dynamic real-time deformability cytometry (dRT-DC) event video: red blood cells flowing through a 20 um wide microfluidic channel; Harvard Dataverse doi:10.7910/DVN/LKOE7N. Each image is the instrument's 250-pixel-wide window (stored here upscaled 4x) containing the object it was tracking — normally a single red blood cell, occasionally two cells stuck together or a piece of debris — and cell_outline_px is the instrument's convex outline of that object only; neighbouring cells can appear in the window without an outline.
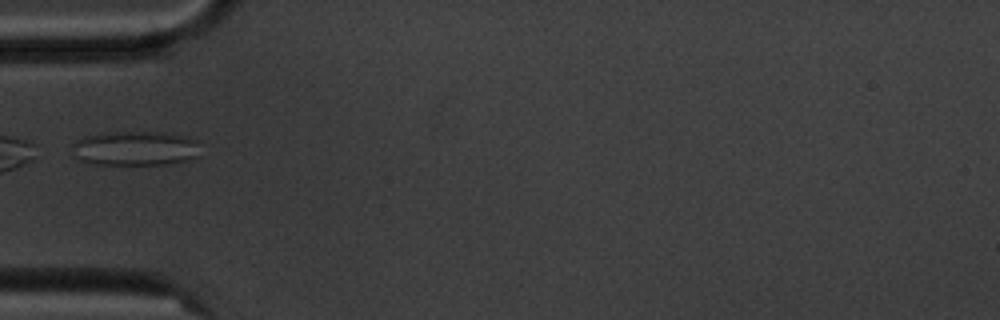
{"species": "common noctule bat (a hibernating species)", "species_latin": "Nyctalus noctula", "temperature_condition": "cold", "stored_images_in_passage": 6, "camera_frame_rate_fps": 3000, "um_per_image_px": 0.085, "animal": {"sex": "male", "body_mass_g": 20.1, "forearm_length_mm": 53.5}, "frame": {"image": 1, "passage_image": 6, "time_ms": 5.667, "image_size_px": [1000, 320], "cell_outline_px": [[196, 156], [188, 160], [172, 164], [88, 164], [80, 160], [76, 156], [72, 144], [76, 140], [84, 136], [108, 132], [172, 132], [196, 140]], "centroid_in_image_um": [11.46, 12.6], "position_along_channel_um": 73.5, "area_um2": 25.72}}